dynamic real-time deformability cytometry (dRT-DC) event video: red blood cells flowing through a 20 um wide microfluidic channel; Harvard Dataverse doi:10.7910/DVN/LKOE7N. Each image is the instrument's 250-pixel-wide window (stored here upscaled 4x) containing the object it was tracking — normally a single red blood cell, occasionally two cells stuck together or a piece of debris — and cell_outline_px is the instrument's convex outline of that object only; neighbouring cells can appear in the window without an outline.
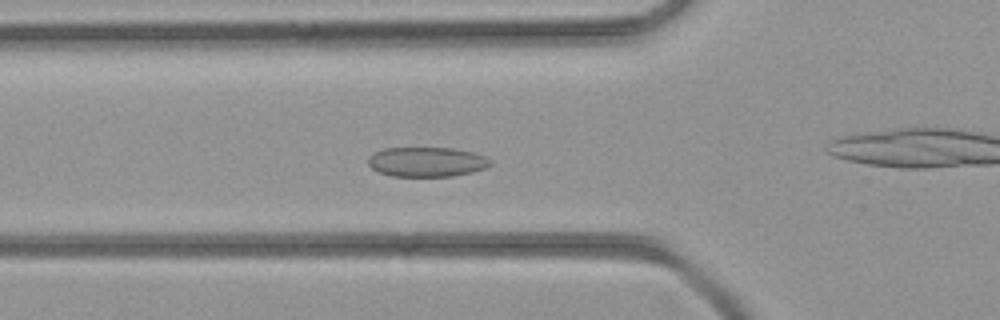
{"species": "common noctule bat (a hibernating species)", "species_latin": "Nyctalus noctula", "temperature_condition": "room temperature", "stored_images_in_passage": 37, "camera_frame_rate_fps": 3000, "um_per_image_px": 0.085, "animal": {"sex": "female", "body_mass_g": 21.9}, "frame": {"image": 1, "passage_image": 15, "time_ms": 4.667, "image_size_px": [1000, 320], "cell_outline_px": [[492, 164], [488, 168], [472, 172], [452, 176], [392, 176], [380, 172], [372, 168], [368, 164], [368, 156], [372, 152], [384, 148], [452, 148], [472, 152], [484, 156], [492, 160]], "centroid_in_image_um": [36.28, 13.75], "position_along_channel_um": 89.5, "area_um2": 21.27}}
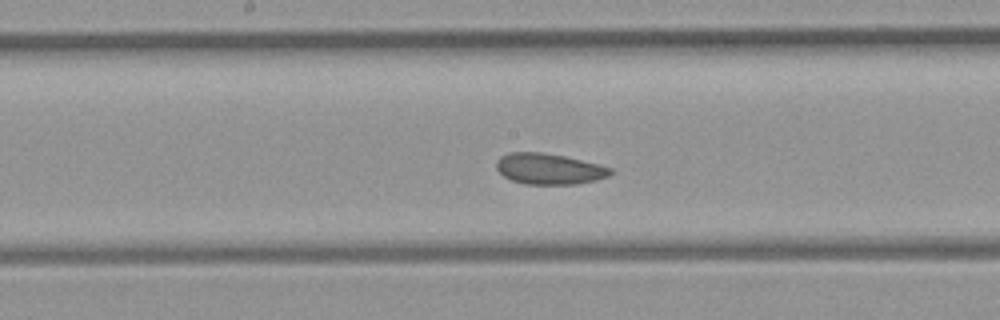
{"frame": {"image": 2, "passage_image": 22, "time_ms": 7.0, "image_size_px": [1000, 320], "cell_outline_px": [[612, 172], [608, 176], [596, 180], [576, 184], [524, 184], [512, 180], [504, 176], [496, 168], [496, 160], [500, 156], [512, 152], [540, 152], [564, 156], [600, 164], [612, 168]], "centroid_in_image_um": [46.67, 14.35], "position_along_channel_um": 201.5, "area_um2": 20.52}}
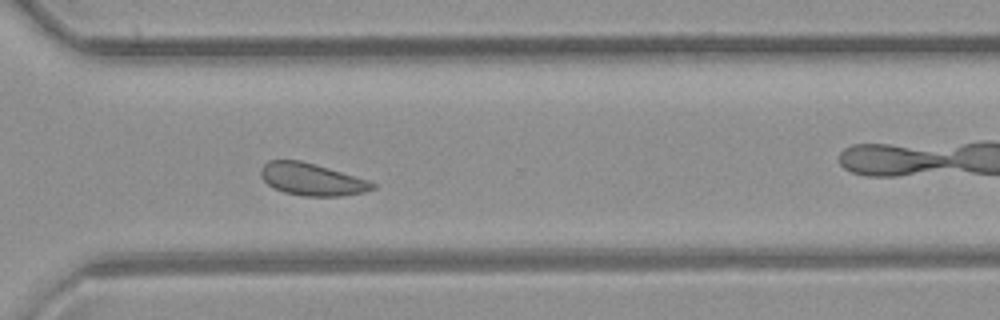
{"frame": {"image": 3, "passage_image": 31, "time_ms": 10.0, "image_size_px": [1000, 320], "cell_outline_px": [[376, 188], [364, 192], [340, 196], [304, 196], [284, 192], [268, 184], [260, 176], [260, 168], [268, 160], [300, 160], [372, 180], [376, 184]], "centroid_in_image_um": [26.54, 15.24], "position_along_channel_um": 344.1, "area_um2": 21.1}}